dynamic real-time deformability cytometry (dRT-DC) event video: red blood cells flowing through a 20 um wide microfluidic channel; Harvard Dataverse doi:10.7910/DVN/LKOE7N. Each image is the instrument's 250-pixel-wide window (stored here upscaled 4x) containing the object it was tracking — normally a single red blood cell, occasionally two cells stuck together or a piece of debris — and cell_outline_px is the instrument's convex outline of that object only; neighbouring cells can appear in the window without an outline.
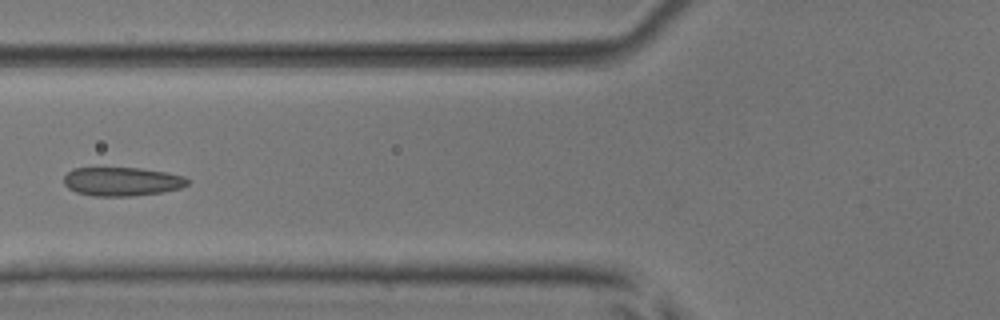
{"species": "common noctule bat (a hibernating species)", "species_latin": "Nyctalus noctula", "temperature_condition": "room temperature", "stored_images_in_passage": 7, "camera_frame_rate_fps": 3000, "um_per_image_px": 0.085, "animal": {"sex": "male", "body_mass_g": 17.9, "forearm_length_mm": 54.2}, "frame": {"image": 1, "passage_image": 5, "time_ms": 4.667, "image_size_px": [1000, 320], "cell_outline_px": [[188, 184], [180, 188], [160, 192], [132, 196], [92, 196], [76, 192], [68, 188], [64, 184], [64, 176], [72, 168], [140, 168], [164, 172], [184, 176], [188, 180]], "centroid_in_image_um": [10.33, 15.43], "position_along_channel_um": 115.5, "area_um2": 20.63}}
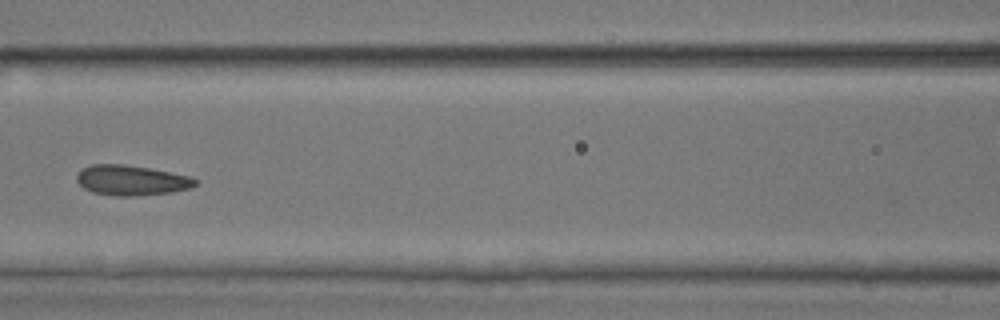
{"frame": {"image": 2, "passage_image": 6, "time_ms": 5.667, "image_size_px": [1000, 320], "cell_outline_px": [[196, 184], [192, 188], [172, 192], [136, 196], [112, 196], [92, 192], [84, 188], [76, 180], [76, 176], [84, 168], [92, 164], [124, 164], [148, 168], [188, 176], [196, 180]], "centroid_in_image_um": [11.15, 15.34], "position_along_channel_um": 155.5, "area_um2": 20.69}}
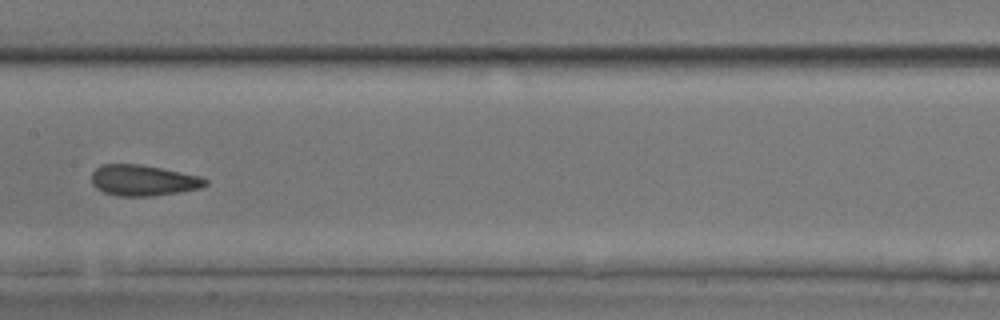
{"frame": {"image": 3, "passage_image": 7, "time_ms": 6.667, "image_size_px": [1000, 320], "cell_outline_px": [[208, 184], [200, 188], [180, 192], [152, 196], [116, 196], [104, 192], [96, 188], [92, 184], [92, 172], [100, 164], [140, 164], [200, 176], [208, 180]], "centroid_in_image_um": [12.16, 15.33], "position_along_channel_um": 195.2, "area_um2": 20.52}}